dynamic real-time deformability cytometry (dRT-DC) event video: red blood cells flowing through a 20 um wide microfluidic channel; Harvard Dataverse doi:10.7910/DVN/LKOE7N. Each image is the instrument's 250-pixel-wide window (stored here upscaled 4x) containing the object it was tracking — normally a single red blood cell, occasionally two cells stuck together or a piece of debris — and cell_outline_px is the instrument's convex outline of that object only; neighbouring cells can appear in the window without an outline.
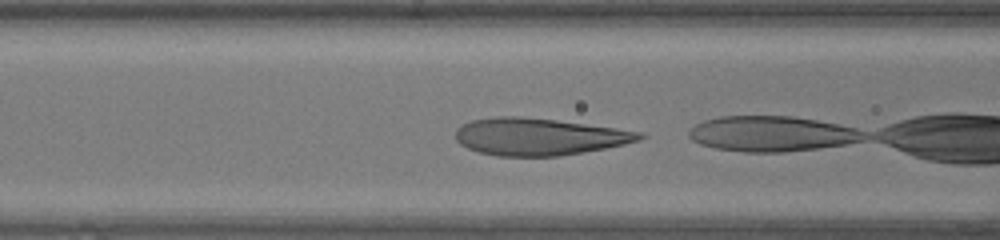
{"species": "human", "species_latin": "Homo sapiens", "temperature_condition": "warm", "stored_images_in_passage": 5, "camera_frame_rate_fps": 3000, "um_per_image_px": 0.085, "donor": {"sex": "female"}, "frame": {"image": 1, "passage_image": 3, "time_ms": 0.667, "image_size_px": [1000, 240], "cell_outline_px": [[648, 136], [640, 140], [624, 144], [584, 152], [556, 156], [496, 156], [480, 152], [468, 148], [460, 144], [456, 140], [456, 128], [460, 124], [472, 120], [496, 116], [520, 116], [556, 120], [616, 128], [644, 132]], "centroid_in_image_um": [45.8, 11.61], "position_along_channel_um": 120.8, "area_um2": 39.88}}